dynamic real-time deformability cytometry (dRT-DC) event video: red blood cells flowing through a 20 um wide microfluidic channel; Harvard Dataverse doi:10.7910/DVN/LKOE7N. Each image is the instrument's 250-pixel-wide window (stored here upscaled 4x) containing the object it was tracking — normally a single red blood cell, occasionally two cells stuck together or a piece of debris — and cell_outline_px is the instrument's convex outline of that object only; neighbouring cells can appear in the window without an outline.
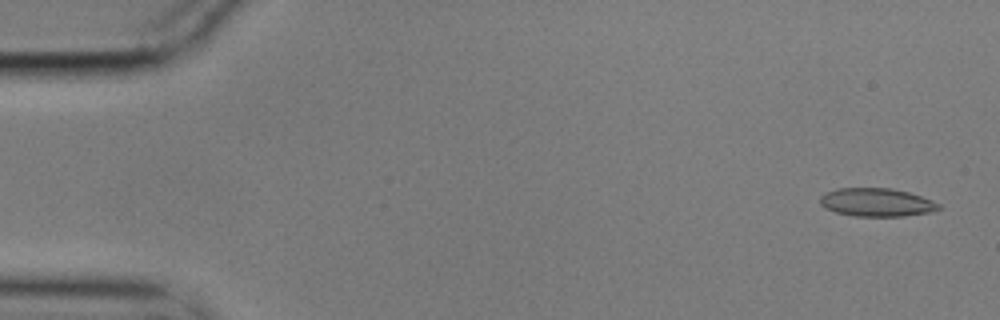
{"species": "common noctule bat (a hibernating species)", "species_latin": "Nyctalus noctula", "temperature_condition": "cold", "stored_images_in_passage": 56, "camera_frame_rate_fps": 3000, "um_per_image_px": 0.085, "animal": {"sex": "male", "body_mass_g": 17.9}, "frame": {"image": 1, "passage_image": 2, "time_ms": 0.333, "image_size_px": [1000, 320], "cell_outline_px": [[940, 208], [928, 212], [904, 216], [852, 216], [836, 212], [824, 208], [820, 204], [820, 196], [824, 192], [836, 188], [892, 188], [908, 192], [932, 200], [940, 204]], "centroid_in_image_um": [74.45, 17.19], "position_along_channel_um": 10.5, "area_um2": 19.59}}
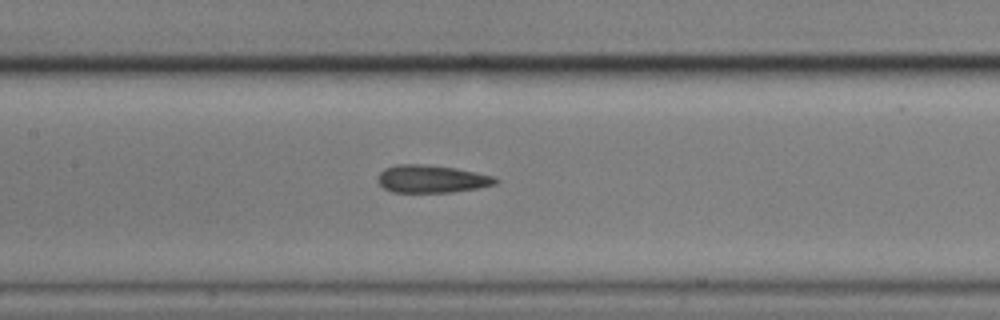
{"frame": {"image": 2, "passage_image": 26, "time_ms": 8.333, "image_size_px": [1000, 320], "cell_outline_px": [[500, 180], [496, 184], [480, 188], [452, 192], [392, 192], [384, 188], [376, 180], [376, 176], [384, 168], [396, 164], [420, 164], [456, 168], [496, 176]], "centroid_in_image_um": [36.7, 15.21], "position_along_channel_um": 170.7, "area_um2": 19.25}}
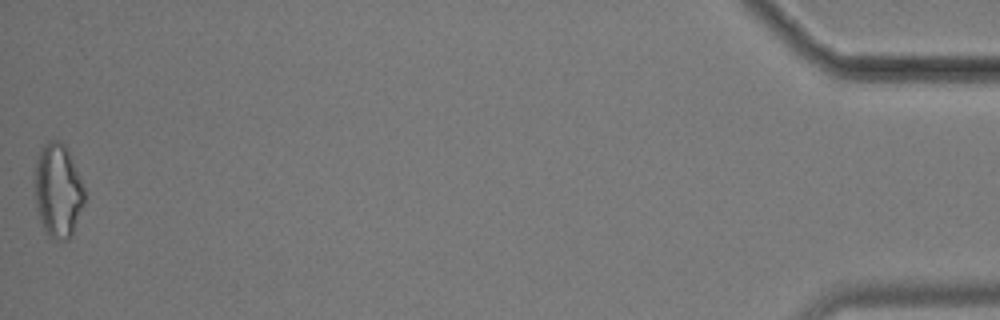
{"frame": {"image": 3, "passage_image": 56, "time_ms": 18.333, "image_size_px": [1000, 320], "cell_outline_px": [[84, 204], [72, 236], [68, 240], [60, 240], [48, 236], [40, 224], [36, 204], [36, 160], [40, 148], [48, 140], [60, 140], [64, 144], [68, 152], [84, 188]], "centroid_in_image_um": [4.92, 16.23], "position_along_channel_um": 430.3, "area_um2": 26.99}, "authors_computed_cell_mechanics": {"area_um2": 19.7387, "velocity_mm_per_s": 3.5327, "shape_relaxation_time_tau1_ms": 5.6786, "shape_relaxation_time_tau2_ms": 3.0644, "deformation_change_tau1": 0.1526, "deformation_change_tau2": 0.1226}}